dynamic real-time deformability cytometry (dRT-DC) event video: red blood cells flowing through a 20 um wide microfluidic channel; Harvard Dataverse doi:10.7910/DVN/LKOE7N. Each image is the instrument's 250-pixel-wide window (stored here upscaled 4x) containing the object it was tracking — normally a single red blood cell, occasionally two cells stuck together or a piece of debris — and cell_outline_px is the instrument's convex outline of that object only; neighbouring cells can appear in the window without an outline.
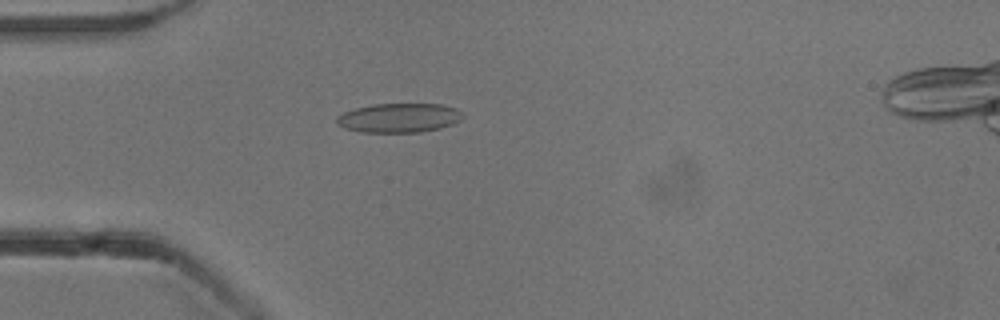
{"species": "common noctule bat (a hibernating species)", "species_latin": "Nyctalus noctula", "temperature_condition": "cold", "stored_images_in_passage": 50, "camera_frame_rate_fps": 3000, "um_per_image_px": 0.085, "animal": {"sex": "male", "body_mass_g": 13.3}, "frame": {"image": 1, "passage_image": 12, "time_ms": 3.667, "image_size_px": [1000, 320], "cell_outline_px": [[464, 116], [460, 120], [452, 124], [440, 128], [420, 132], [360, 132], [344, 128], [336, 124], [336, 116], [344, 112], [356, 108], [372, 104], [440, 104], [456, 108]], "centroid_in_image_um": [33.89, 10.02], "position_along_channel_um": 51.1, "area_um2": 21.5}}
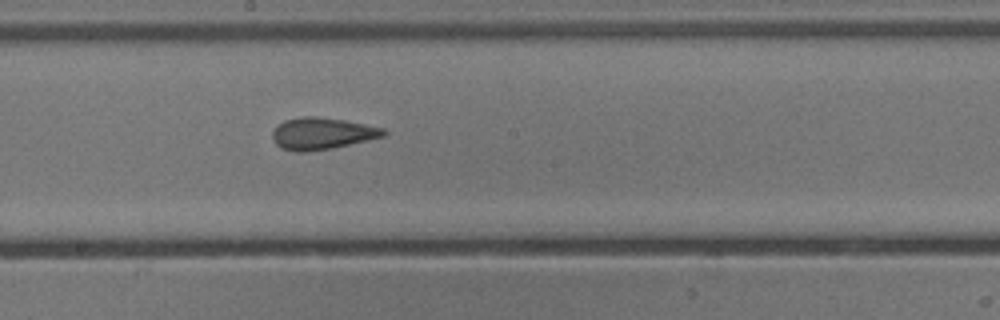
{"frame": {"image": 2, "passage_image": 26, "time_ms": 8.333, "image_size_px": [1000, 320], "cell_outline_px": [[388, 136], [332, 148], [304, 152], [292, 152], [280, 148], [272, 140], [272, 132], [284, 120], [300, 116], [316, 116], [344, 120], [384, 128], [388, 132]], "centroid_in_image_um": [27.39, 11.35], "position_along_channel_um": 220.8, "area_um2": 20.87}}
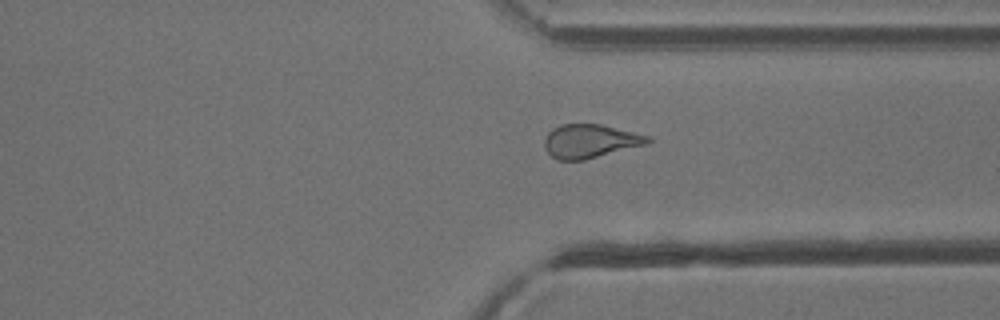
{"frame": {"image": 3, "passage_image": 37, "time_ms": 12.0, "image_size_px": [1000, 320], "cell_outline_px": [[652, 140], [648, 144], [584, 160], [556, 160], [544, 148], [544, 140], [548, 132], [552, 128], [560, 124], [600, 124], [648, 136]], "centroid_in_image_um": [50.13, 12.0], "position_along_channel_um": 361.3, "area_um2": 20.23}, "authors_computed_cell_mechanics": {"area_um2": 21.0392, "velocity_mm_per_s": 3.839, "shape_relaxation_time_tau1_ms": null, "shape_relaxation_time_tau2_ms": 1.9761, "deformation_change_tau1": null, "deformation_change_tau2": 0.091}}